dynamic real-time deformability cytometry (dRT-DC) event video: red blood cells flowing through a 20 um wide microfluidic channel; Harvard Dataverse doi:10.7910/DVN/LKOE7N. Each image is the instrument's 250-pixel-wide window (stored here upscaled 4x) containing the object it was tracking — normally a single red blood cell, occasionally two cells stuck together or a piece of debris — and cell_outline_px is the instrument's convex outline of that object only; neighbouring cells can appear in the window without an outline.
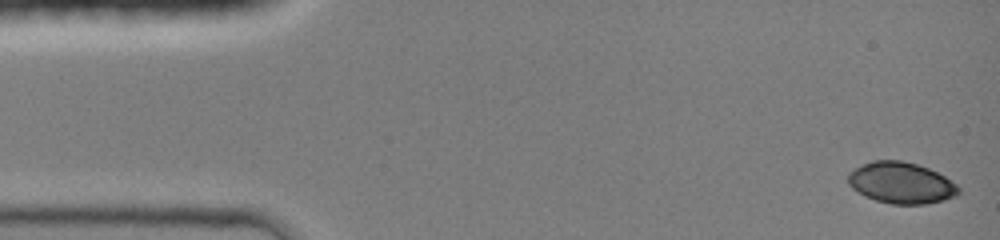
{"species": "common noctule bat (a hibernating species)", "species_latin": "Nyctalus noctula", "temperature_condition": "room temperature", "stored_images_in_passage": 45, "camera_frame_rate_fps": 3000, "um_per_image_px": 0.085, "animal": {"sex": "female", "body_mass_g": 19.0, "forearm_length_mm": 51.5}, "frame": {"image": 1, "passage_image": 1, "time_ms": 0.0, "image_size_px": [1000, 240], "cell_outline_px": [[960, 192], [956, 196], [944, 200], [924, 204], [892, 204], [876, 200], [864, 196], [852, 188], [848, 184], [848, 172], [872, 160], [900, 160], [916, 164], [928, 168], [944, 176], [956, 184], [960, 188]], "centroid_in_image_um": [76.59, 15.55], "position_along_channel_um": 8.4, "area_um2": 26.53}}
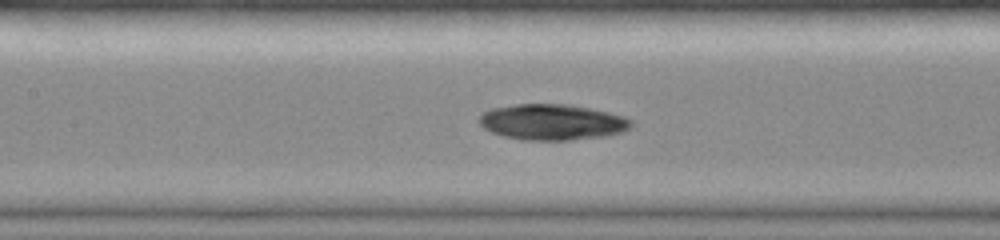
{"frame": {"image": 2, "passage_image": 20, "time_ms": 6.333, "image_size_px": [1000, 240], "cell_outline_px": [[632, 124], [624, 132], [604, 136], [568, 140], [524, 140], [504, 136], [492, 132], [484, 128], [480, 124], [480, 116], [484, 112], [492, 108], [516, 104], [568, 104], [608, 112], [624, 116], [632, 120]], "centroid_in_image_um": [46.95, 10.38], "position_along_channel_um": 160.5, "area_um2": 31.56}}
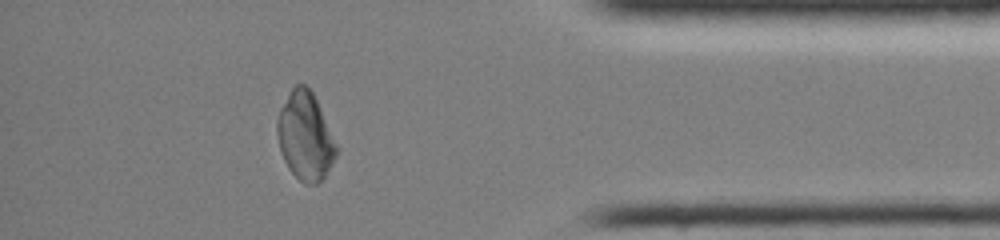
{"frame": {"image": 3, "passage_image": 39, "time_ms": 12.667, "image_size_px": [1000, 240], "cell_outline_px": [[340, 148], [332, 164], [324, 176], [316, 184], [304, 184], [288, 168], [280, 152], [276, 136], [276, 120], [280, 108], [292, 88], [296, 84], [304, 84], [312, 92]], "centroid_in_image_um": [25.94, 11.59], "position_along_channel_um": 409.3, "area_um2": 30.46}}